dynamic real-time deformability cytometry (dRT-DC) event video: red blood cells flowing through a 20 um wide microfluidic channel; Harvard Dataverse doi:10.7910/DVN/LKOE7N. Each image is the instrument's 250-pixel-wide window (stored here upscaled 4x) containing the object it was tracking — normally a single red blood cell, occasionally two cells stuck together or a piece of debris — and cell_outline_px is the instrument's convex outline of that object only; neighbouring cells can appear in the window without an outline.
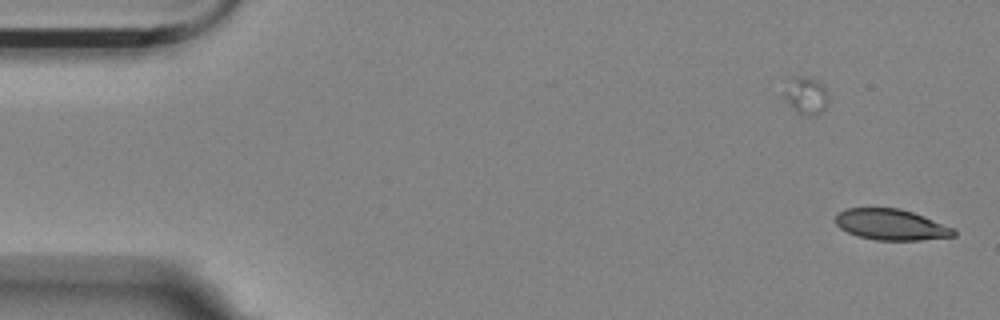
{"species": "Egyptian fruit bat (a non-hibernating species)", "species_latin": "Rousettus aegyptiacus", "temperature_condition": "room temperature", "stored_images_in_passage": 49, "camera_frame_rate_fps": 3000, "um_per_image_px": 0.085, "animal": {"sex": "female"}, "frame": {"image": 1, "passage_image": 1, "time_ms": 0.0, "image_size_px": [1000, 320], "cell_outline_px": [[956, 236], [920, 240], [876, 240], [856, 236], [840, 228], [836, 224], [836, 216], [840, 212], [848, 208], [900, 208], [924, 216], [952, 228], [956, 232]], "centroid_in_image_um": [75.74, 19.1], "position_along_channel_um": 9.3, "area_um2": 21.15}}
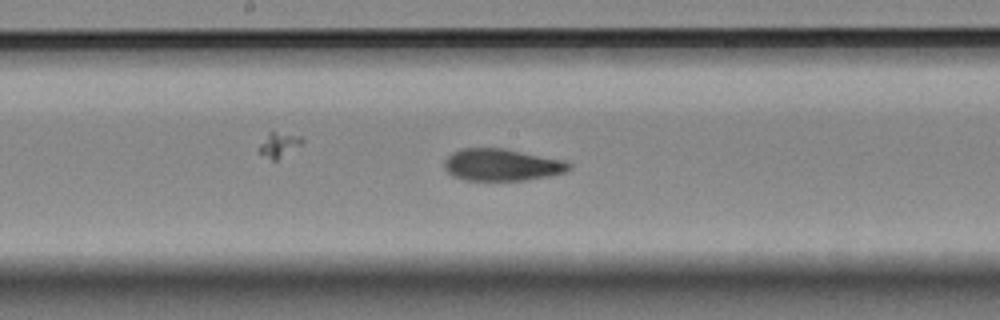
{"frame": {"image": 2, "passage_image": 28, "time_ms": 9.0, "image_size_px": [1000, 320], "cell_outline_px": [[572, 168], [568, 172], [548, 176], [524, 180], [464, 180], [452, 176], [444, 168], [444, 160], [452, 152], [460, 148], [504, 148], [564, 160], [572, 164]], "centroid_in_image_um": [42.66, 14.01], "position_along_channel_um": 205.5, "area_um2": 23.47}}
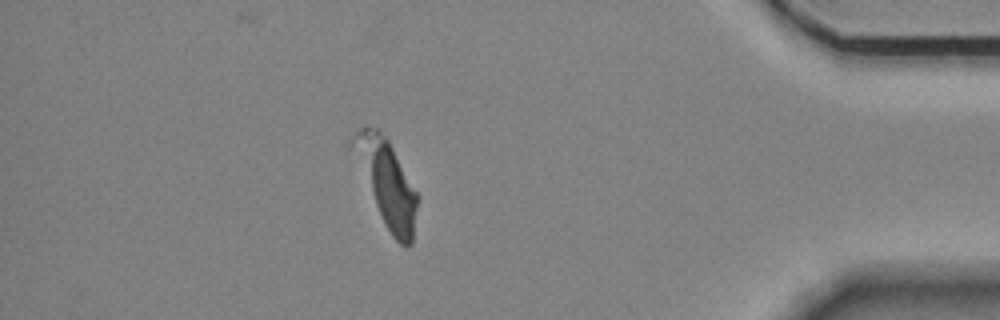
{"frame": {"image": 3, "passage_image": 48, "time_ms": 15.667, "image_size_px": [1000, 320], "cell_outline_px": [[420, 196], [412, 244], [400, 244], [392, 236], [384, 224], [348, 148], [348, 140], [360, 128], [380, 128], [388, 140]], "centroid_in_image_um": [32.84, 15.5], "position_along_channel_um": 402.4, "area_um2": 32.71}}